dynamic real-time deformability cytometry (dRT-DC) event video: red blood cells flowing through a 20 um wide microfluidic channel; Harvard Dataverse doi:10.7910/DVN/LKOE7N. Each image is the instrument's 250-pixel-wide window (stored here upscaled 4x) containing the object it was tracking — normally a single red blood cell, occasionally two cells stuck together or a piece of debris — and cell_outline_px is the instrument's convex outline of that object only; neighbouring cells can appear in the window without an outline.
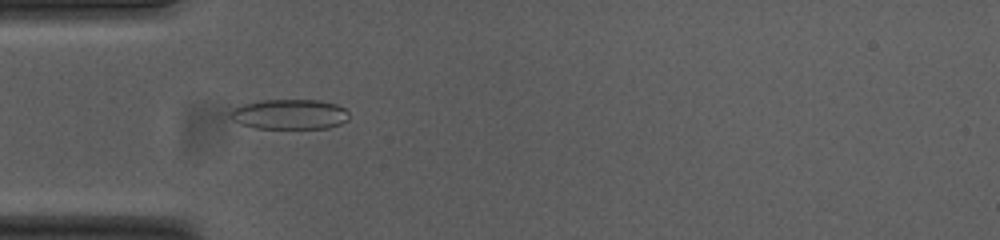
{"species": "common noctule bat (a hibernating species)", "species_latin": "Nyctalus noctula", "temperature_condition": "cold", "stored_images_in_passage": 54, "camera_frame_rate_fps": 3000, "um_per_image_px": 0.085, "animal": {"sex": "female", "body_mass_g": 23.0, "forearm_length_mm": 53.4}, "frame": {"image": 1, "passage_image": 16, "time_ms": 5.0, "image_size_px": [1000, 240], "cell_outline_px": [[348, 120], [340, 124], [328, 128], [256, 128], [240, 124], [232, 120], [228, 116], [228, 112], [232, 108], [244, 104], [264, 100], [320, 100], [336, 104], [344, 108], [348, 112]], "centroid_in_image_um": [24.59, 9.71], "position_along_channel_um": 60.4, "area_um2": 20.92}}
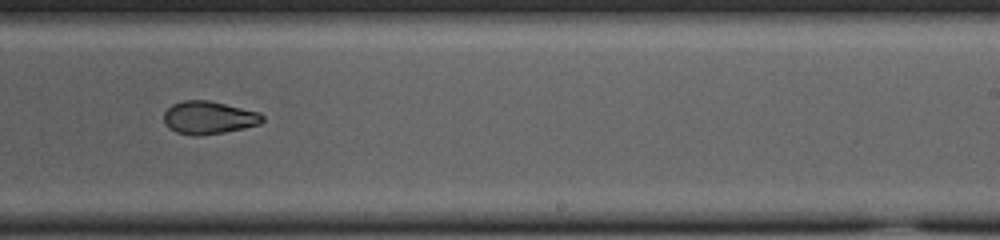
{"frame": {"image": 2, "passage_image": 33, "time_ms": 10.667, "image_size_px": [1000, 240], "cell_outline_px": [[264, 120], [260, 124], [244, 128], [224, 132], [200, 136], [196, 136], [176, 132], [168, 128], [164, 124], [164, 112], [172, 104], [184, 100], [208, 100], [260, 112], [264, 116]], "centroid_in_image_um": [17.74, 10.0], "position_along_channel_um": 271.3, "area_um2": 19.02}}
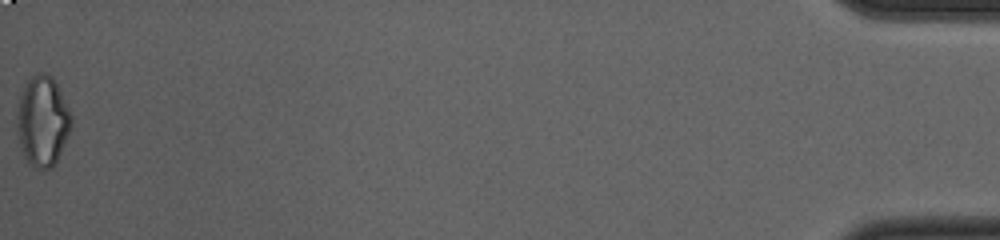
{"frame": {"image": 3, "passage_image": 54, "time_ms": 17.667, "image_size_px": [1000, 240], "cell_outline_px": [[72, 128], [56, 164], [52, 168], [40, 168], [28, 164], [20, 148], [16, 128], [20, 96], [24, 84], [36, 72], [48, 72], [52, 76], [72, 116]], "centroid_in_image_um": [3.62, 10.31], "position_along_channel_um": 431.6, "area_um2": 28.78}, "authors_computed_cell_mechanics": {"area_um2": 20.2878, "velocity_mm_per_s": 3.754, "shape_relaxation_time_tau1_ms": null, "shape_relaxation_time_tau2_ms": 2.4688, "deformation_change_tau1": null, "deformation_change_tau2": 0.0727}}